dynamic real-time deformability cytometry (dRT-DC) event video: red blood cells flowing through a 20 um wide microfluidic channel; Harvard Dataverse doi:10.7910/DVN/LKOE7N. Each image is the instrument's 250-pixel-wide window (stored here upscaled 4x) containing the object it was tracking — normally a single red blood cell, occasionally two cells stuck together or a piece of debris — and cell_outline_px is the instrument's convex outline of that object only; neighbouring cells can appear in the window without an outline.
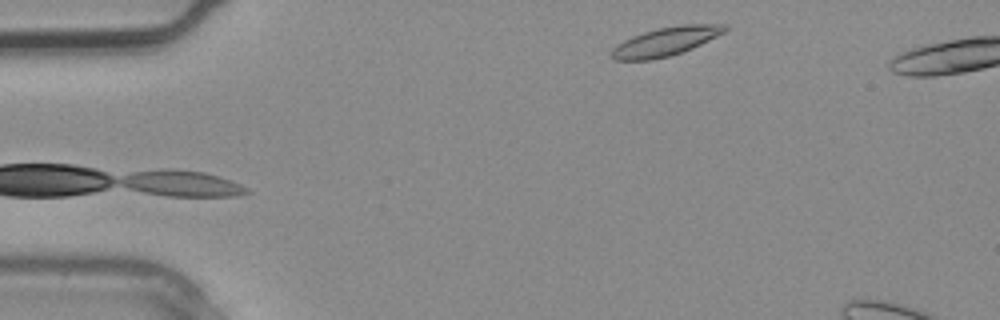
{"species": "common noctule bat (a hibernating species)", "species_latin": "Nyctalus noctula", "temperature_condition": "warm", "stored_images_in_passage": 4, "camera_frame_rate_fps": 3000, "um_per_image_px": 0.085, "animal": {"sex": "male", "body_mass_g": 20.4}, "frame": {"image": 1, "passage_image": 2, "time_ms": 0.333, "image_size_px": [1000, 320], "cell_outline_px": [[728, 28], [724, 32], [692, 48], [668, 56], [652, 60], [612, 60], [608, 56], [608, 52], [616, 44], [632, 36], [644, 32], [660, 28], [680, 24], [728, 24]], "centroid_in_image_um": [56.51, 3.53], "position_along_channel_um": 28.5, "area_um2": 18.96}}